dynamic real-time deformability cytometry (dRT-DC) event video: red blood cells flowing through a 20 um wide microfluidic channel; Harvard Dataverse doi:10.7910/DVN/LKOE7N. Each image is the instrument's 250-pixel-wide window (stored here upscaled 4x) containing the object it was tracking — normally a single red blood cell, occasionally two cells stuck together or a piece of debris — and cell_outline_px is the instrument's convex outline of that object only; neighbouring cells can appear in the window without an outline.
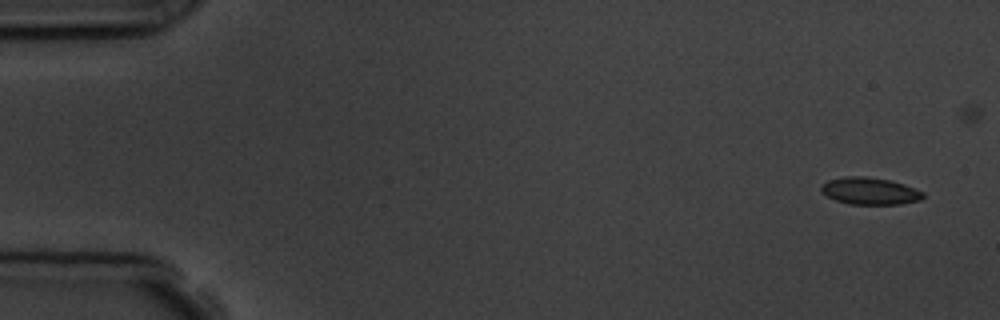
{"species": "common noctule bat (a hibernating species)", "species_latin": "Nyctalus noctula", "temperature_condition": "room temperature", "stored_images_in_passage": 5, "segment_of_instrument_passage": [1, 2], "camera_frame_rate_fps": 3000, "um_per_image_px": 0.085, "animal": {"sex": "male", "body_mass_g": 19.5, "forearm_length_mm": 54.6}, "frame": {"image": 1, "passage_image": 1, "time_ms": 0.0, "image_size_px": [1000, 320], "cell_outline_px": [[924, 196], [920, 200], [900, 204], [848, 204], [836, 200], [820, 192], [820, 184], [828, 180], [844, 176], [864, 176], [888, 180], [904, 184], [924, 192]], "centroid_in_image_um": [73.9, 16.23], "position_along_channel_um": 11.1, "area_um2": 16.13}}